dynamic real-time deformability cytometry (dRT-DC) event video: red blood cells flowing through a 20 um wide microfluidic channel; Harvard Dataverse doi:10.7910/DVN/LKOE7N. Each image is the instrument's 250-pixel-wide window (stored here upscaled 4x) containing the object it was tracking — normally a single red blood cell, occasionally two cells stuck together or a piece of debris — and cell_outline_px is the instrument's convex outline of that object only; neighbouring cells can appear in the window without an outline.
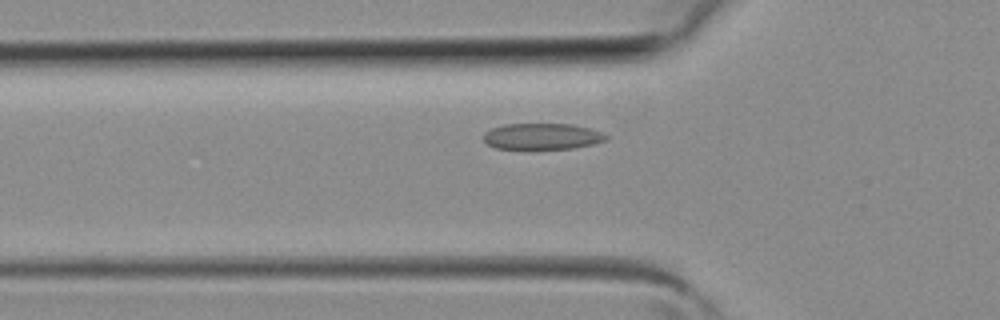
{"species": "common noctule bat (a hibernating species)", "species_latin": "Nyctalus noctula", "temperature_condition": "room temperature", "stored_images_in_passage": 5, "camera_frame_rate_fps": 3000, "um_per_image_px": 0.085, "animal": {"sex": "female", "body_mass_g": 19.3, "forearm_length_mm": 54.1}, "frame": {"image": 1, "passage_image": 5, "time_ms": 1.333, "image_size_px": [1000, 320], "cell_outline_px": [[608, 140], [592, 144], [572, 148], [496, 148], [488, 144], [484, 140], [484, 132], [492, 128], [504, 124], [572, 124], [592, 128], [608, 136]], "centroid_in_image_um": [46.11, 11.57], "position_along_channel_um": 79.7, "area_um2": 18.5}}